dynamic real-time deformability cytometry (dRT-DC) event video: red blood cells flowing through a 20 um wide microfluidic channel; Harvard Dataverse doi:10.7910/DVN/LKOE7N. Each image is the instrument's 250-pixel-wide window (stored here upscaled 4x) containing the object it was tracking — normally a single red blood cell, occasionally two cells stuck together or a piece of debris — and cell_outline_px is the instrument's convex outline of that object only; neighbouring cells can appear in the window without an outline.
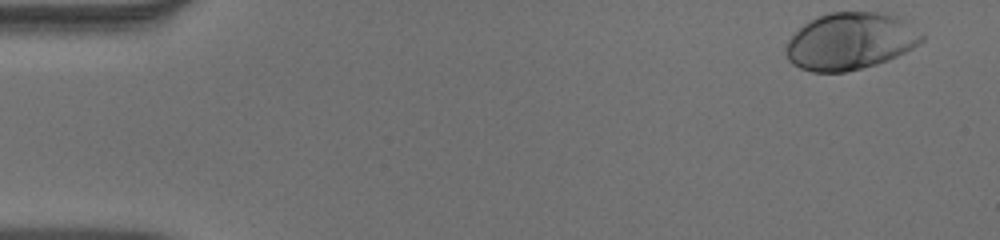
{"species": "human", "species_latin": "Homo sapiens", "temperature_condition": "warm", "stored_images_in_passage": 50, "camera_frame_rate_fps": 3000, "um_per_image_px": 0.085, "donor": {"sex": "male"}, "frame": {"image": 1, "passage_image": 1, "time_ms": 0.0, "image_size_px": [1000, 240], "cell_outline_px": [[924, 40], [920, 44], [888, 60], [876, 64], [844, 72], [812, 72], [800, 68], [792, 64], [788, 60], [784, 52], [784, 48], [788, 40], [808, 20], [816, 16], [828, 12], [880, 12], [900, 16], [924, 36]], "centroid_in_image_um": [72.25, 3.49], "position_along_channel_um": 12.7, "area_um2": 45.37}}
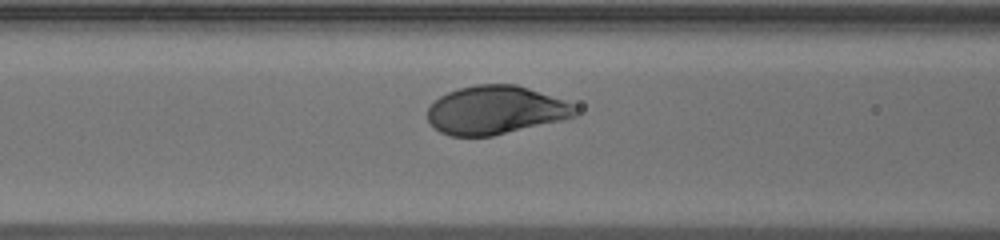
{"frame": {"image": 2, "passage_image": 20, "time_ms": 6.333, "image_size_px": [1000, 240], "cell_outline_px": [[576, 116], [564, 120], [492, 136], [452, 136], [440, 132], [428, 120], [428, 108], [440, 96], [448, 92], [460, 88], [476, 84], [516, 84], [564, 100], [572, 104], [576, 108]], "centroid_in_image_um": [42.13, 9.36], "position_along_channel_um": 124.5, "area_um2": 41.5}}
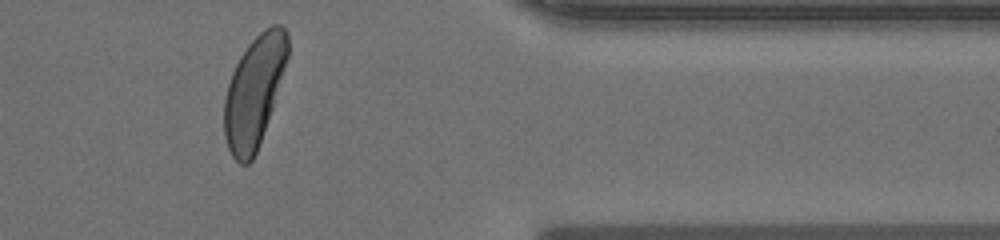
{"frame": {"image": 3, "passage_image": 42, "time_ms": 13.667, "image_size_px": [1000, 240], "cell_outline_px": [[288, 56], [272, 108], [256, 152], [252, 160], [248, 164], [240, 164], [232, 156], [228, 148], [224, 136], [224, 96], [232, 72], [240, 56], [248, 44], [264, 28], [272, 24], [280, 24], [288, 32]], "centroid_in_image_um": [21.59, 7.77], "position_along_channel_um": 389.8, "area_um2": 40.81}, "authors_computed_cell_mechanics": {"area_um2": 42.1362, "velocity_mm_per_s": 3.8831, "shape_relaxation_time_tau1_ms": 1.7903, "shape_relaxation_time_tau2_ms": null, "deformation_change_tau1": 0.1576, "deformation_change_tau2": null}}